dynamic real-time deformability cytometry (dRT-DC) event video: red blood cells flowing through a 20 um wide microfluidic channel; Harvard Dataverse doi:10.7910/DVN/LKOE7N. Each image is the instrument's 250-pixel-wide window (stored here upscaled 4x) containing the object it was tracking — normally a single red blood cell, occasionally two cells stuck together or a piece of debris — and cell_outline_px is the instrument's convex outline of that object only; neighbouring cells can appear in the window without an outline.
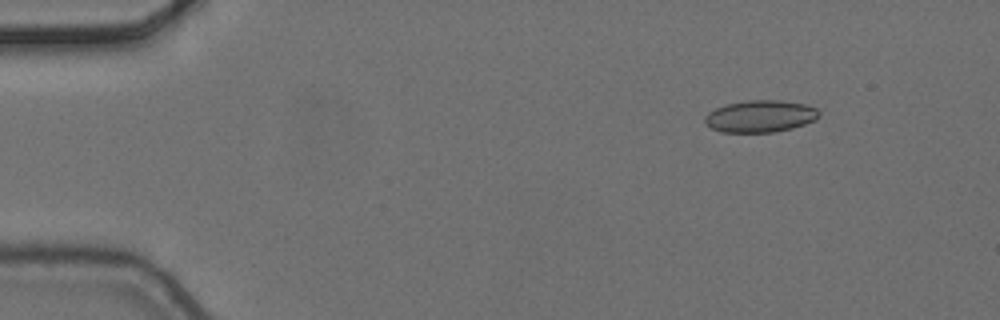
{"species": "common noctule bat (a hibernating species)", "species_latin": "Nyctalus noctula", "temperature_condition": "cold", "stored_images_in_passage": 5, "camera_frame_rate_fps": 3000, "um_per_image_px": 0.085, "animal": {"sex": "female", "body_mass_g": 24.6, "forearm_length_mm": 56.2}, "frame": {"image": 1, "passage_image": 1, "time_ms": 0.0, "image_size_px": [1000, 320], "cell_outline_px": [[820, 116], [816, 120], [792, 128], [772, 132], [720, 132], [704, 124], [704, 116], [708, 112], [724, 104], [748, 100], [780, 100], [804, 104], [816, 108], [820, 112]], "centroid_in_image_um": [64.6, 9.88], "position_along_channel_um": 20.4, "area_um2": 21.44}}
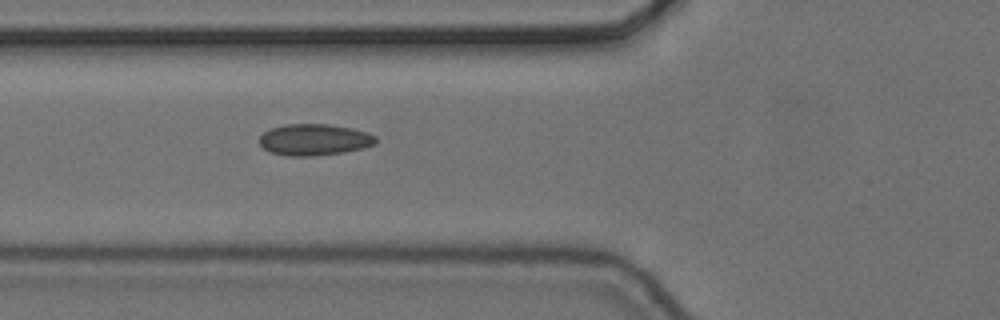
{"frame": {"image": 2, "passage_image": 5, "time_ms": 1.333, "image_size_px": [1000, 320], "cell_outline_px": [[376, 144], [364, 148], [344, 152], [316, 156], [288, 156], [268, 152], [260, 144], [260, 136], [264, 132], [272, 128], [284, 124], [328, 124], [352, 128], [368, 132], [376, 136]], "centroid_in_image_um": [26.73, 11.88], "position_along_channel_um": 99.1, "area_um2": 21.5}}